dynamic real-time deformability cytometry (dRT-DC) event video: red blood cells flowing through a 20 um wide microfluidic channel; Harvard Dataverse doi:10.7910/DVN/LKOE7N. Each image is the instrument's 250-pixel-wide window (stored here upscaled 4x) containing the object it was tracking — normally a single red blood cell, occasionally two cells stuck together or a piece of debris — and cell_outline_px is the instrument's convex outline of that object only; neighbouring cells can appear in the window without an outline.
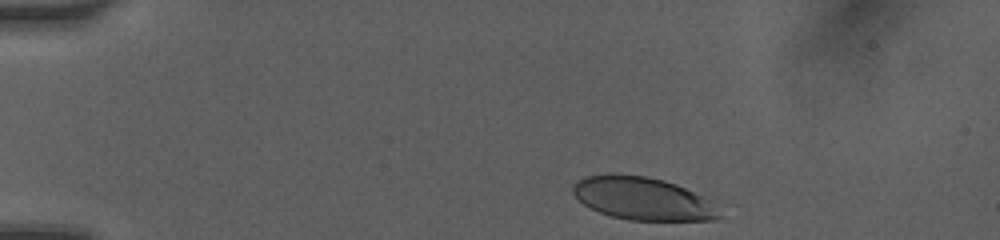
{"species": "human", "species_latin": "Homo sapiens", "temperature_condition": "room temperature", "stored_images_in_passage": 42, "camera_frame_rate_fps": 3000, "um_per_image_px": 0.085, "donor": {"sex": "female"}, "frame": {"image": 1, "passage_image": 2, "time_ms": 0.333, "image_size_px": [1000, 240], "cell_outline_px": [[720, 216], [712, 220], [628, 220], [612, 216], [600, 212], [584, 204], [572, 192], [572, 188], [584, 176], [608, 172], [616, 172], [644, 176], [664, 180], [676, 184], [704, 196], [712, 200]], "centroid_in_image_um": [54.62, 16.85], "position_along_channel_um": 30.4, "area_um2": 36.59}}
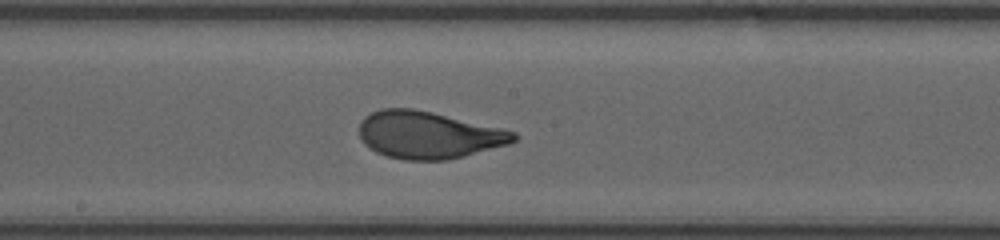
{"frame": {"image": 2, "passage_image": 24, "time_ms": 6.667, "image_size_px": [1000, 240], "cell_outline_px": [[520, 136], [516, 140], [508, 144], [464, 156], [448, 160], [404, 160], [388, 156], [376, 152], [364, 144], [360, 136], [360, 120], [364, 116], [380, 108], [412, 108], [432, 112], [516, 132]], "centroid_in_image_um": [36.39, 11.47], "position_along_channel_um": 211.8, "area_um2": 42.37}}
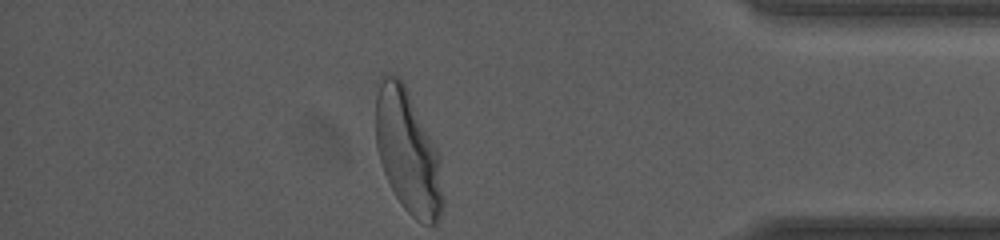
{"frame": {"image": 3, "passage_image": 42, "time_ms": 12.0, "image_size_px": [1000, 240], "cell_outline_px": [[444, 204], [440, 216], [436, 224], [428, 224], [416, 220], [400, 204], [384, 172], [376, 148], [376, 96], [380, 76], [388, 72], [400, 76], [440, 156], [444, 196]], "centroid_in_image_um": [34.67, 12.91], "position_along_channel_um": 400.5, "area_um2": 48.32}, "authors_computed_cell_mechanics": {"area_um2": 41.8472, "velocity_mm_per_s": 4.0807, "shape_relaxation_time_tau1_ms": 2.5525, "shape_relaxation_time_tau2_ms": null, "deformation_change_tau1": 0.1716, "deformation_change_tau2": null}}